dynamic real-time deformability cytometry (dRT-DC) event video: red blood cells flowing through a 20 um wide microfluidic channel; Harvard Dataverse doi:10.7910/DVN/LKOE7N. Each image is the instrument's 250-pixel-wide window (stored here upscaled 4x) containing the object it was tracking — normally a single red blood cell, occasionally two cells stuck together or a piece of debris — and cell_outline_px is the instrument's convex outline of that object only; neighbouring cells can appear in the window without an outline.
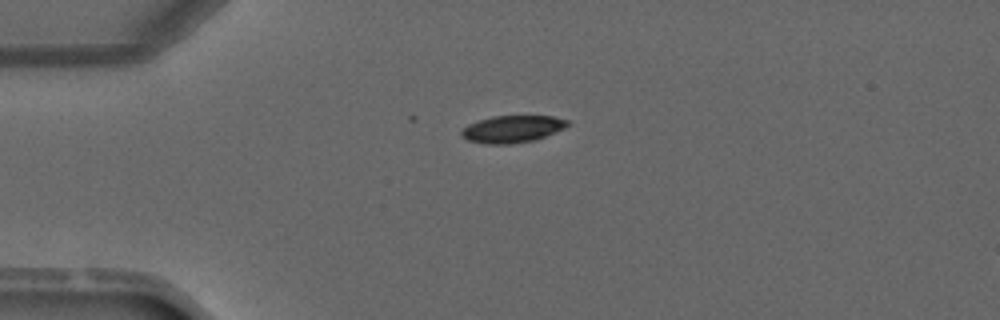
{"species": "common noctule bat (a hibernating species)", "species_latin": "Nyctalus noctula", "temperature_condition": "warm", "stored_images_in_passage": 2, "camera_frame_rate_fps": 3000, "um_per_image_px": 0.085, "animal": {"sex": "male", "forearm_length_mm": 52.5}, "frame": {"image": 1, "passage_image": 1, "time_ms": 0.0, "image_size_px": [1000, 320], "cell_outline_px": [[568, 124], [564, 128], [536, 140], [508, 144], [484, 144], [468, 140], [460, 136], [460, 132], [468, 124], [492, 116], [552, 116], [568, 120]], "centroid_in_image_um": [43.52, 10.97], "position_along_channel_um": 41.5, "area_um2": 16.7}}
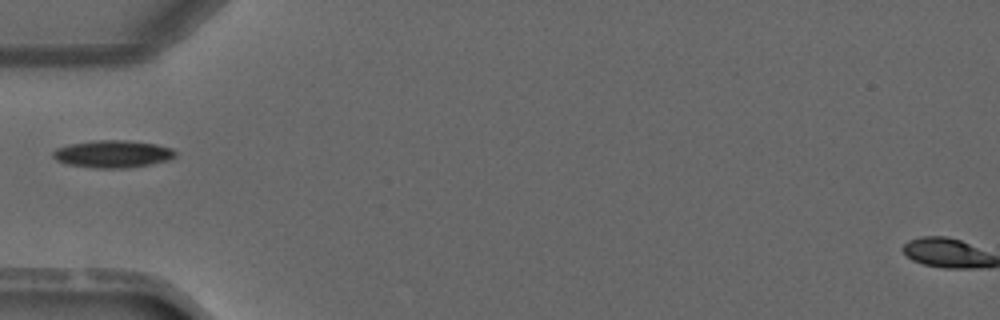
{"frame": {"image": 2, "passage_image": 2, "time_ms": 1.333, "image_size_px": [1000, 320], "cell_outline_px": [[180, 152], [176, 156], [168, 160], [128, 168], [96, 168], [68, 164], [56, 160], [52, 156], [52, 152], [56, 148], [68, 144], [92, 140], [124, 140], [156, 144], [172, 148]], "centroid_in_image_um": [9.59, 13.08], "position_along_channel_um": 75.4, "area_um2": 19.65}}